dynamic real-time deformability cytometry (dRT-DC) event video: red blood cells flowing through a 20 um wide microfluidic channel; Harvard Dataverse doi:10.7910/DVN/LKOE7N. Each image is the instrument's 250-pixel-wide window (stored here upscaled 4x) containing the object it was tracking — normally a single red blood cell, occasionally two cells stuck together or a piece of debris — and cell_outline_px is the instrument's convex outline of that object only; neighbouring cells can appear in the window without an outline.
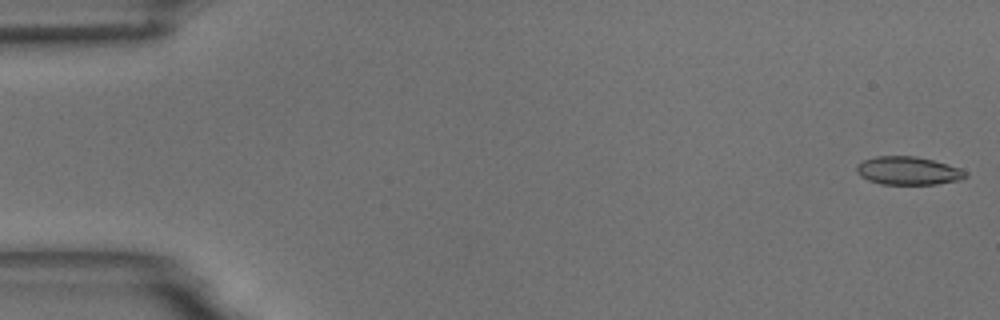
{"species": "common noctule bat (a hibernating species)", "species_latin": "Nyctalus noctula", "temperature_condition": "room temperature", "stored_images_in_passage": 55, "camera_frame_rate_fps": 3000, "um_per_image_px": 0.085, "animal": {"sex": "male", "body_mass_g": 18.8}, "frame": {"image": 1, "passage_image": 1, "time_ms": 0.0, "image_size_px": [1000, 320], "cell_outline_px": [[968, 176], [960, 180], [936, 184], [880, 184], [868, 180], [860, 176], [856, 172], [856, 164], [864, 160], [876, 156], [916, 156], [948, 164], [960, 168], [968, 172]], "centroid_in_image_um": [77.19, 14.51], "position_along_channel_um": 7.8, "area_um2": 18.03}}
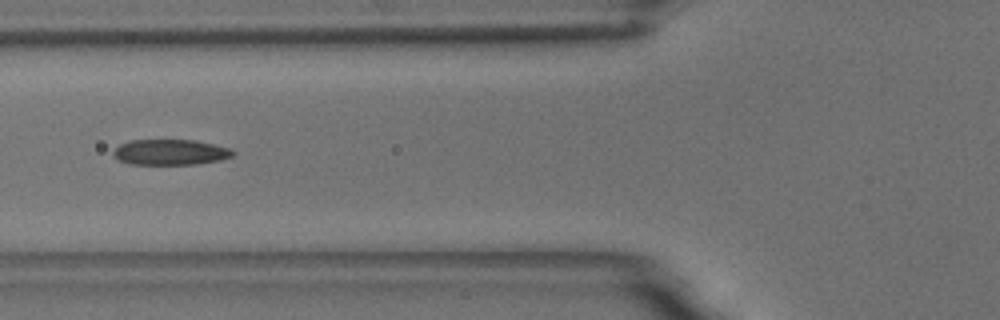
{"frame": {"image": 2, "passage_image": 21, "time_ms": 6.667, "image_size_px": [1000, 320], "cell_outline_px": [[236, 152], [232, 156], [220, 160], [196, 164], [128, 164], [112, 156], [112, 152], [120, 144], [128, 140], [196, 140], [232, 148]], "centroid_in_image_um": [14.49, 12.93], "position_along_channel_um": 111.3, "area_um2": 17.98}}
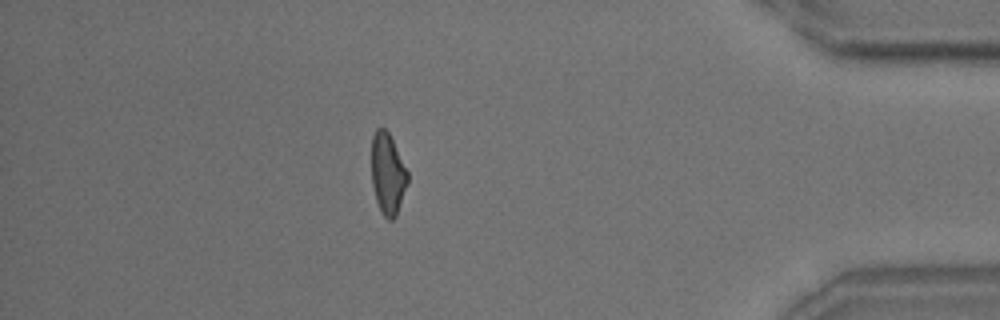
{"frame": {"image": 3, "passage_image": 48, "time_ms": 15.667, "image_size_px": [1000, 320], "cell_outline_px": [[408, 184], [396, 216], [392, 220], [388, 220], [380, 212], [376, 200], [372, 184], [372, 136], [376, 128], [384, 128], [388, 132], [408, 172]], "centroid_in_image_um": [32.95, 14.81], "position_along_channel_um": 402.2, "area_um2": 17.05}, "authors_computed_cell_mechanics": {"area_um2": 17.9758, "velocity_mm_per_s": 3.6863, "shape_relaxation_time_tau1_ms": 7.0554, "shape_relaxation_time_tau2_ms": 3.2685, "deformation_change_tau1": 0.1747, "deformation_change_tau2": 0.1069}}